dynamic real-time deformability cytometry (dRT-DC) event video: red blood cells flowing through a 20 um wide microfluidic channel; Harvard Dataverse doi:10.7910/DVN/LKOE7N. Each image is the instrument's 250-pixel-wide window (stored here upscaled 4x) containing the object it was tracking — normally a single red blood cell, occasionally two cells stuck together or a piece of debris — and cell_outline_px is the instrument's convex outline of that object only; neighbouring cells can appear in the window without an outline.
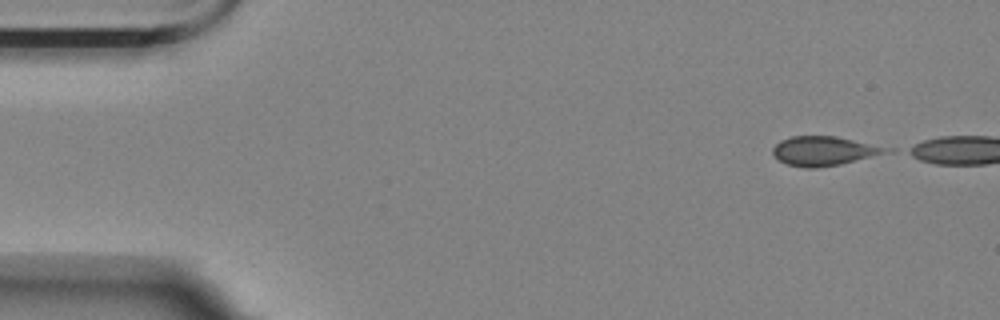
{"species": "Egyptian fruit bat (a non-hibernating species)", "species_latin": "Rousettus aegyptiacus", "temperature_condition": "room temperature", "stored_images_in_passage": 8, "camera_frame_rate_fps": 3000, "um_per_image_px": 0.085, "animal": {"sex": "female"}, "frame": {"image": 1, "passage_image": 1, "time_ms": 0.0, "image_size_px": [1000, 320], "cell_outline_px": [[896, 152], [840, 164], [816, 168], [804, 168], [788, 164], [772, 156], [772, 148], [780, 140], [792, 136], [836, 136], [896, 148]], "centroid_in_image_um": [70.15, 12.83], "position_along_channel_um": 14.8, "area_um2": 19.88}}